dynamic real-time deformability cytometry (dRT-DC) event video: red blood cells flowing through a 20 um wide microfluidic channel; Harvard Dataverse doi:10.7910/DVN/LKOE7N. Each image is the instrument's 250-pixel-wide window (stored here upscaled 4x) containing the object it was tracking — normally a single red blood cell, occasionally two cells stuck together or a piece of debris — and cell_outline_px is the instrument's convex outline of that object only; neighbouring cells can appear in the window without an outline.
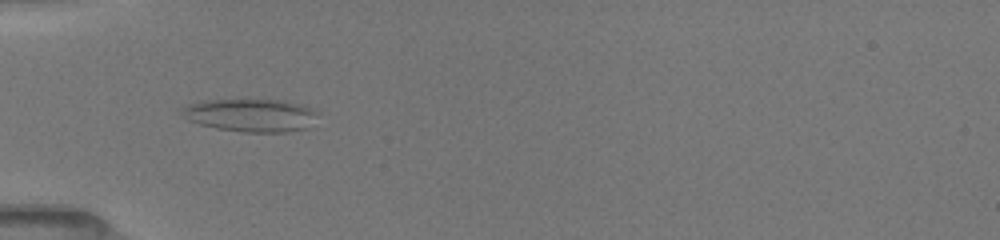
{"species": "common noctule bat (a hibernating species)", "species_latin": "Nyctalus noctula", "temperature_condition": "room temperature", "stored_images_in_passage": 20, "camera_frame_rate_fps": 3000, "um_per_image_px": 0.085, "animal": {"sex": "female", "body_mass_g": 19.5, "forearm_length_mm": 54.1}, "frame": {"image": 1, "passage_image": 9, "time_ms": 3.333, "image_size_px": [1000, 240], "cell_outline_px": [[320, 112], [308, 128], [284, 132], [240, 132], [216, 128], [200, 124], [188, 120], [180, 112], [180, 108], [184, 104], [208, 100], [276, 100], [304, 104]], "centroid_in_image_um": [21.31, 9.79], "position_along_channel_um": 63.7, "area_um2": 26.3}}
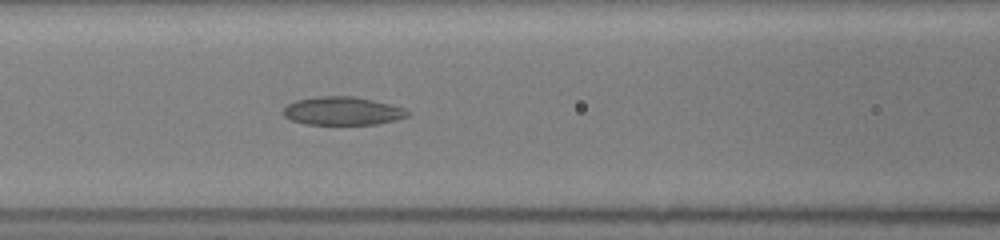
{"frame": {"image": 2, "passage_image": 19, "time_ms": 5.333, "image_size_px": [1000, 240], "cell_outline_px": [[412, 112], [408, 116], [376, 124], [308, 124], [292, 120], [284, 116], [284, 108], [288, 104], [296, 100], [316, 96], [352, 96], [372, 100], [404, 108]], "centroid_in_image_um": [29.11, 9.42], "position_along_channel_um": 137.5, "area_um2": 20.23}}